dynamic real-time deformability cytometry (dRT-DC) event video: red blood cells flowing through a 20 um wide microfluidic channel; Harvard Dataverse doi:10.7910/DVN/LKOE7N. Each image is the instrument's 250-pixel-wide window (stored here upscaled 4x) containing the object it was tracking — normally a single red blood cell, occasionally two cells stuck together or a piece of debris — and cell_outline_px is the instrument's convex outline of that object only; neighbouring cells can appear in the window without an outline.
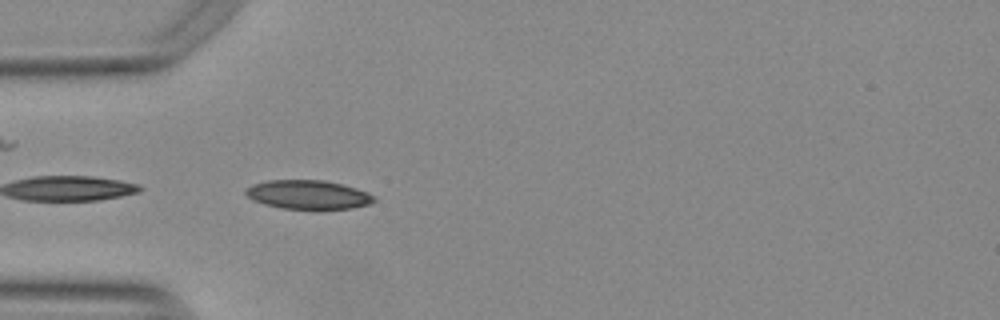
{"species": "Egyptian fruit bat (a non-hibernating species)", "species_latin": "Rousettus aegyptiacus", "temperature_condition": "warm", "stored_images_in_passage": 9, "camera_frame_rate_fps": 3000, "um_per_image_px": 0.085, "animal": {"sex": "female"}, "frame": {"image": 1, "passage_image": 1, "time_ms": 0.0, "image_size_px": [1000, 320], "cell_outline_px": [[376, 200], [368, 204], [348, 208], [284, 208], [264, 204], [252, 200], [244, 192], [244, 188], [252, 184], [268, 180], [324, 180], [356, 188], [368, 192], [376, 196]], "centroid_in_image_um": [26.16, 16.52], "position_along_channel_um": 58.8, "area_um2": 21.39}}